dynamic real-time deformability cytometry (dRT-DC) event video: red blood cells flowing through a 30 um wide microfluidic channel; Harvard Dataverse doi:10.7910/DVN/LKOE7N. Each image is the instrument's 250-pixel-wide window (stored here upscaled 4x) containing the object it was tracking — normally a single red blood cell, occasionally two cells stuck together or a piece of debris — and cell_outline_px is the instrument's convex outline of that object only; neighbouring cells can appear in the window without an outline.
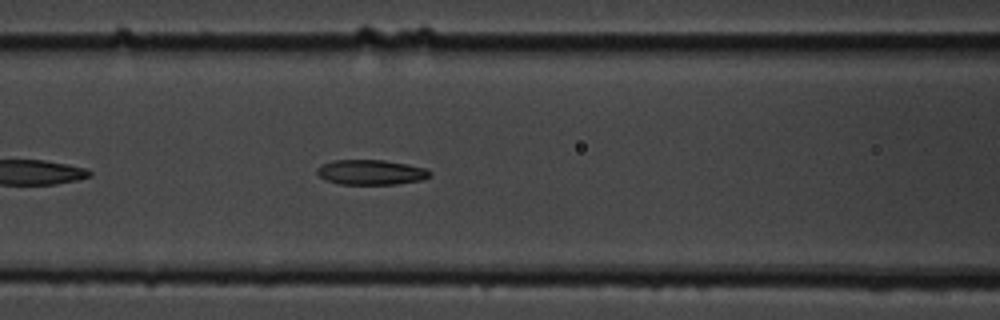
{"species": "common noctule bat (a hibernating species)", "species_latin": "Nyctalus noctula", "temperature_condition": "cold", "stored_images_in_passage": 43, "camera_frame_rate_fps": 3000, "um_per_image_px": 0.085, "animal": {"sex": "male", "body_mass_g": 19.5, "forearm_length_mm": 54.6}, "frame": {"image": 1, "passage_image": 10, "time_ms": 3.0, "image_size_px": [1000, 320], "cell_outline_px": [[432, 176], [420, 180], [396, 184], [340, 184], [328, 180], [320, 176], [316, 172], [316, 168], [332, 160], [384, 160], [408, 164], [428, 168], [432, 172]], "centroid_in_image_um": [31.59, 14.63], "position_along_channel_um": 135.0, "area_um2": 16.47}}
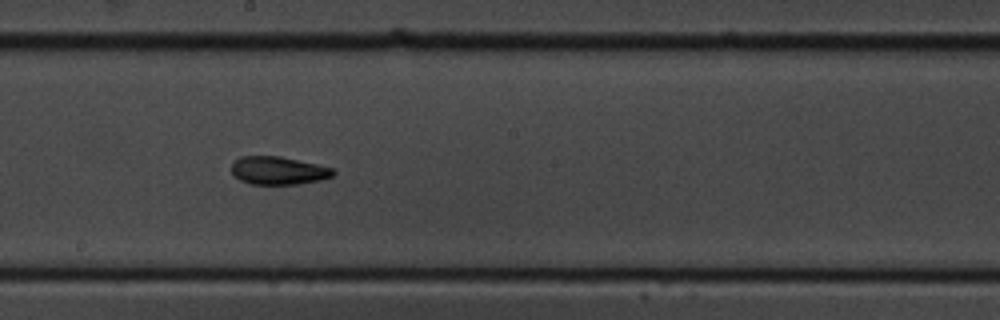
{"frame": {"image": 2, "passage_image": 18, "time_ms": 5.667, "image_size_px": [1000, 320], "cell_outline_px": [[336, 172], [332, 176], [320, 180], [296, 184], [252, 184], [240, 180], [232, 172], [232, 164], [240, 156], [280, 156], [316, 164], [332, 168]], "centroid_in_image_um": [23.66, 14.49], "position_along_channel_um": 224.5, "area_um2": 16.42}}
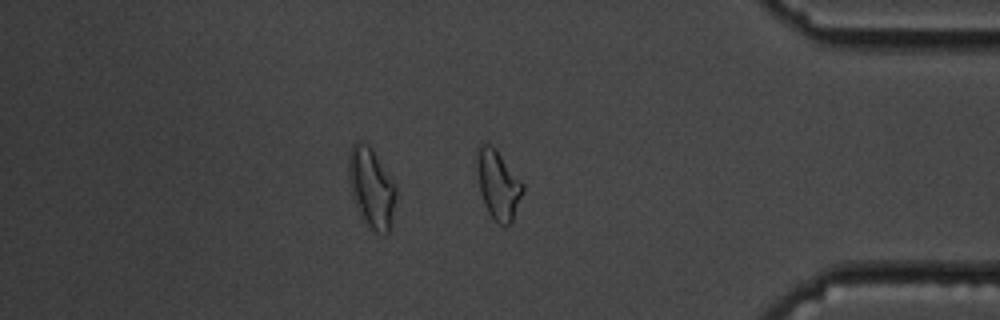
{"frame": {"image": 3, "passage_image": 35, "time_ms": 11.333, "image_size_px": [1000, 320], "cell_outline_px": [[524, 192], [512, 220], [508, 224], [496, 224], [488, 212], [484, 204], [480, 192], [476, 168], [476, 148], [480, 144], [492, 144], [496, 148], [524, 184]], "centroid_in_image_um": [42.32, 15.66], "position_along_channel_um": 392.9, "area_um2": 18.73}, "authors_computed_cell_mechanics": {"area_um2": 16.9354, "velocity_mm_per_s": 3.3587, "shape_relaxation_time_tau1_ms": 6.1056, "shape_relaxation_time_tau2_ms": 5.0859, "deformation_change_tau1": 0.1599, "deformation_change_tau2": 0.1103}}